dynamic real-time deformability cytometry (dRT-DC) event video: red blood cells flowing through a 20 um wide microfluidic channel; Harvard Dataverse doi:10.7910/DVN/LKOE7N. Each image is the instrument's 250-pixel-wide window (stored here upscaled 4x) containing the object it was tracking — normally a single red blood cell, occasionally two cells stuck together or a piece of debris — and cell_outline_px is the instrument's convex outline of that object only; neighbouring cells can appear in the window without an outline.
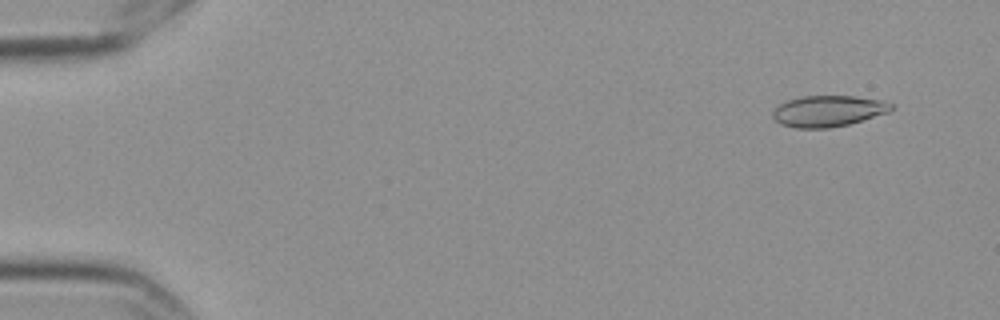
{"species": "Egyptian fruit bat (a non-hibernating species)", "species_latin": "Rousettus aegyptiacus", "temperature_condition": "cold", "stored_images_in_passage": 58, "camera_frame_rate_fps": 3000, "um_per_image_px": 0.085, "frame": {"image": 1, "passage_image": 5, "time_ms": 1.333, "image_size_px": [1000, 320], "cell_outline_px": [[892, 108], [888, 112], [848, 124], [828, 128], [796, 128], [780, 124], [772, 116], [772, 112], [780, 104], [788, 100], [800, 96], [856, 96], [884, 100], [892, 104]], "centroid_in_image_um": [70.38, 9.43], "position_along_channel_um": 14.6, "area_um2": 21.39}}
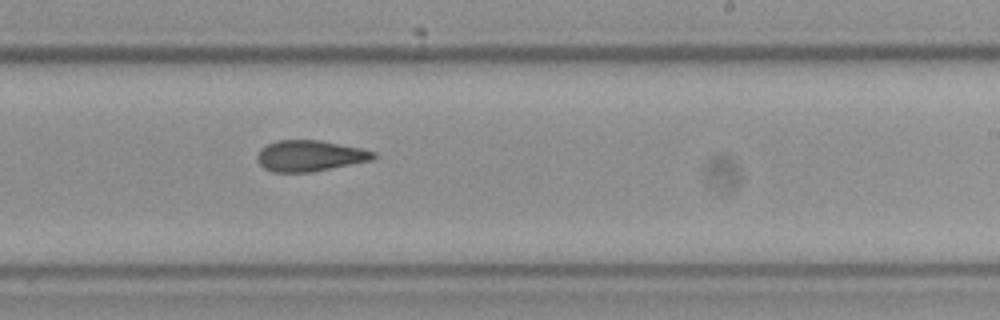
{"frame": {"image": 2, "passage_image": 36, "time_ms": 11.667, "image_size_px": [1000, 320], "cell_outline_px": [[376, 156], [372, 160], [312, 172], [272, 172], [264, 168], [260, 164], [256, 156], [260, 148], [276, 140], [320, 140], [360, 148], [376, 152]], "centroid_in_image_um": [26.32, 13.24], "position_along_channel_um": 262.7, "area_um2": 20.98}}
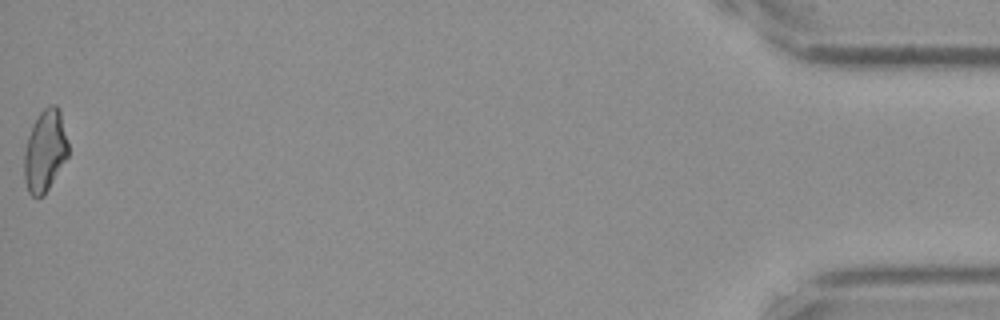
{"frame": {"image": 3, "passage_image": 58, "time_ms": 19.0, "image_size_px": [1000, 320], "cell_outline_px": [[68, 156], [44, 196], [32, 196], [28, 192], [24, 180], [24, 152], [28, 136], [40, 112], [48, 104], [56, 104], [60, 108], [68, 144]], "centroid_in_image_um": [3.83, 12.82], "position_along_channel_um": 431.4, "area_um2": 20.98}, "authors_computed_cell_mechanics": {"area_um2": 21.2993, "velocity_mm_per_s": 3.569, "shape_relaxation_time_tau1_ms": null, "shape_relaxation_time_tau2_ms": 3.9296, "deformation_change_tau1": null, "deformation_change_tau2": 0.1119}}